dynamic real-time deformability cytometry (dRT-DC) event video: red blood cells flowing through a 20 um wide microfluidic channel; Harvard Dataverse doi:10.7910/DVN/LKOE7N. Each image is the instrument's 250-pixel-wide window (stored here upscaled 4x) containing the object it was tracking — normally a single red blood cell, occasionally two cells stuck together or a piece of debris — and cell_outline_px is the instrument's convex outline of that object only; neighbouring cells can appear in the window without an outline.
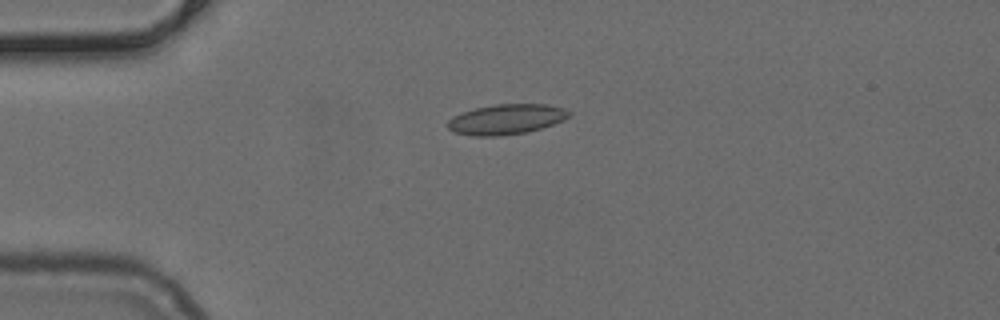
{"species": "common noctule bat (a hibernating species)", "species_latin": "Nyctalus noctula", "temperature_condition": "cold", "stored_images_in_passage": 39, "camera_frame_rate_fps": 3000, "um_per_image_px": 0.085, "animal": {"sex": "female", "body_mass_g": 24.6, "forearm_length_mm": 56.2}, "frame": {"image": 1, "passage_image": 1, "time_ms": 0.0, "image_size_px": [1000, 320], "cell_outline_px": [[572, 116], [564, 120], [528, 132], [500, 136], [472, 136], [456, 132], [448, 128], [448, 120], [452, 116], [476, 108], [496, 104], [548, 104], [564, 108], [572, 112]], "centroid_in_image_um": [43.08, 10.14], "position_along_channel_um": 41.9, "area_um2": 21.39}}
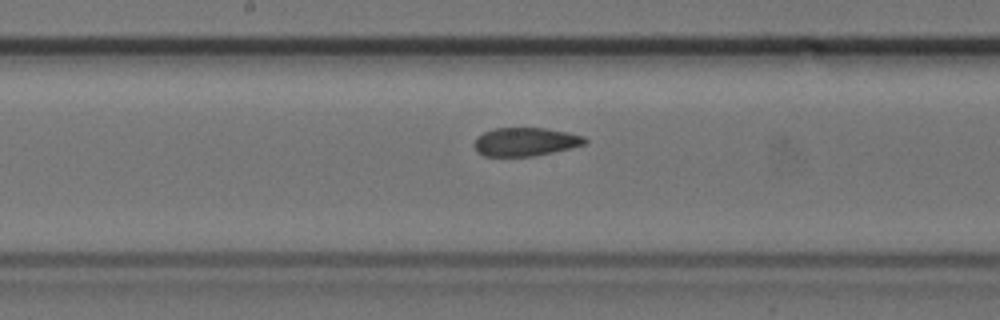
{"frame": {"image": 2, "passage_image": 15, "time_ms": 4.667, "image_size_px": [1000, 320], "cell_outline_px": [[588, 144], [572, 148], [532, 156], [484, 156], [476, 152], [472, 144], [476, 136], [492, 128], [544, 128], [568, 132], [584, 136], [588, 140]], "centroid_in_image_um": [44.64, 12.05], "position_along_channel_um": 203.6, "area_um2": 18.67}}
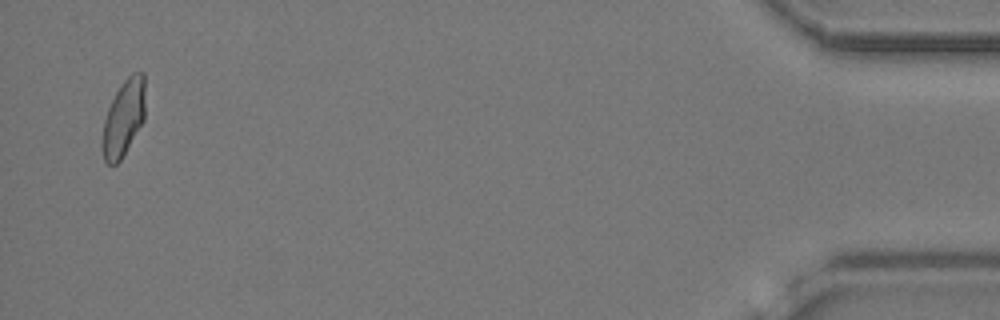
{"frame": {"image": 3, "passage_image": 38, "time_ms": 12.333, "image_size_px": [1000, 320], "cell_outline_px": [[144, 120], [120, 160], [116, 164], [108, 164], [104, 160], [104, 120], [108, 108], [120, 84], [132, 72], [144, 72]], "centroid_in_image_um": [10.54, 9.96], "position_along_channel_um": 424.7, "area_um2": 18.5}}